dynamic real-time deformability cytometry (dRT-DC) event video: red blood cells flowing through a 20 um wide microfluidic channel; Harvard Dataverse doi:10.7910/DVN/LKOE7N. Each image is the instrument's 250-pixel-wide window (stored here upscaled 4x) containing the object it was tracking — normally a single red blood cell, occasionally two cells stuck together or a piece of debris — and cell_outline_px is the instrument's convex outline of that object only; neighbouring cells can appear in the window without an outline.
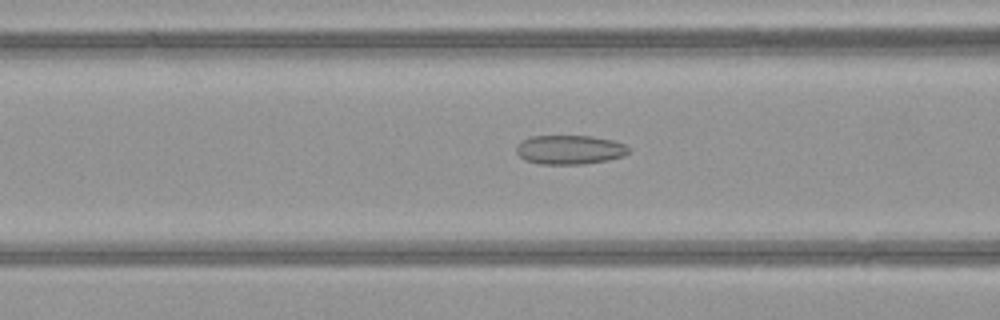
{"species": "common noctule bat (a hibernating species)", "species_latin": "Nyctalus noctula", "temperature_condition": "warm", "stored_images_in_passage": 33, "camera_frame_rate_fps": 3000, "um_per_image_px": 0.085, "animal": {"sex": "female", "body_mass_g": 21.9}, "frame": {"image": 1, "passage_image": 12, "time_ms": 3.667, "image_size_px": [1000, 320], "cell_outline_px": [[632, 148], [624, 156], [608, 160], [584, 164], [540, 164], [524, 160], [516, 152], [516, 148], [524, 140], [532, 136], [592, 136], [612, 140], [624, 144]], "centroid_in_image_um": [48.46, 12.73], "position_along_channel_um": 118.1, "area_um2": 19.07}}
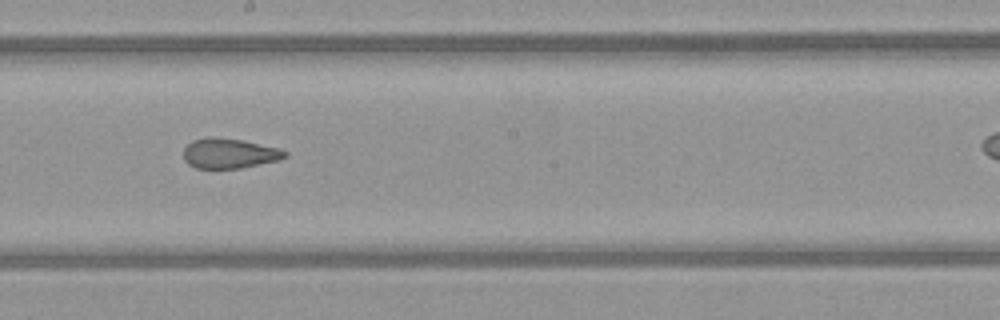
{"frame": {"image": 2, "passage_image": 20, "time_ms": 6.333, "image_size_px": [1000, 320], "cell_outline_px": [[288, 156], [280, 160], [240, 168], [196, 168], [188, 164], [184, 160], [184, 148], [192, 140], [208, 136], [212, 136], [244, 140], [280, 148], [288, 152]], "centroid_in_image_um": [19.51, 13.02], "position_along_channel_um": 228.7, "area_um2": 17.98}}
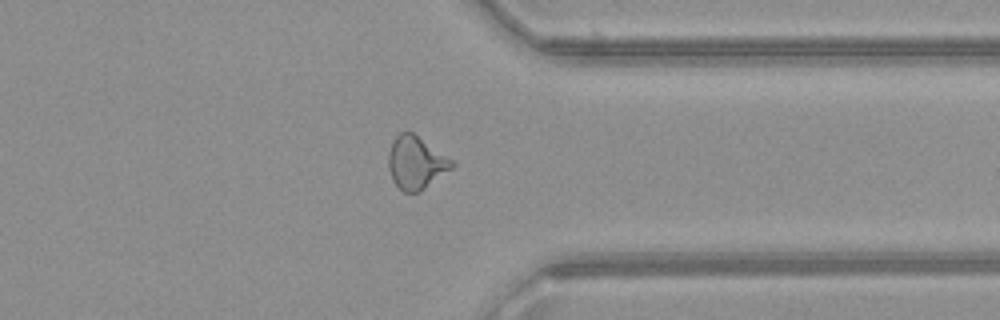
{"frame": {"image": 3, "passage_image": 31, "time_ms": 10.0, "image_size_px": [1000, 320], "cell_outline_px": [[456, 164], [452, 168], [420, 192], [404, 192], [392, 180], [388, 168], [388, 156], [392, 140], [400, 132], [412, 132], [452, 160]], "centroid_in_image_um": [35.34, 13.83], "position_along_channel_um": 376.1, "area_um2": 19.31}}